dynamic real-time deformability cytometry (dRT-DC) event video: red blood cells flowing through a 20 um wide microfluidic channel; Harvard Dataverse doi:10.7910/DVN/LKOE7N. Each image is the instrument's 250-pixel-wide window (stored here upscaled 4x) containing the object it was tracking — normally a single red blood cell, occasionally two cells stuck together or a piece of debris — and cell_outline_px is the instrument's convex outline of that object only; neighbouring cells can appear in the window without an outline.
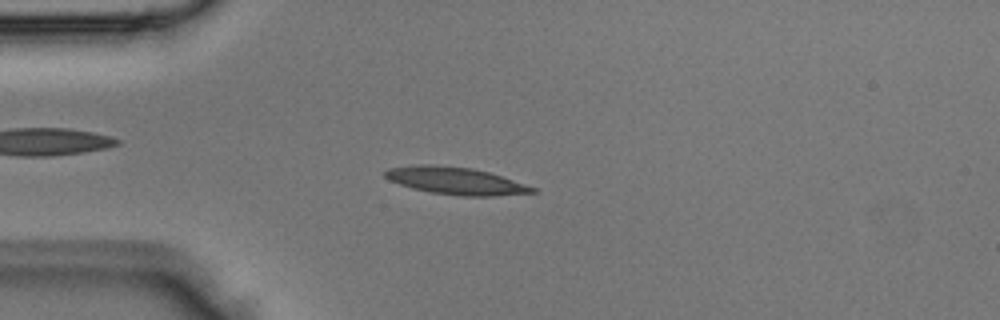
{"species": "Egyptian fruit bat (a non-hibernating species)", "species_latin": "Rousettus aegyptiacus", "temperature_condition": "room temperature", "stored_images_in_passage": 4, "camera_frame_rate_fps": 3000, "um_per_image_px": 0.085, "animal": {"sex": "male"}, "frame": {"image": 1, "passage_image": 3, "time_ms": 0.667, "image_size_px": [1000, 320], "cell_outline_px": [[540, 192], [492, 196], [460, 196], [432, 192], [412, 188], [388, 180], [384, 176], [384, 172], [388, 168], [416, 164], [432, 164], [472, 168], [488, 172], [536, 188]], "centroid_in_image_um": [38.7, 15.36], "position_along_channel_um": 46.3, "area_um2": 23.35}}
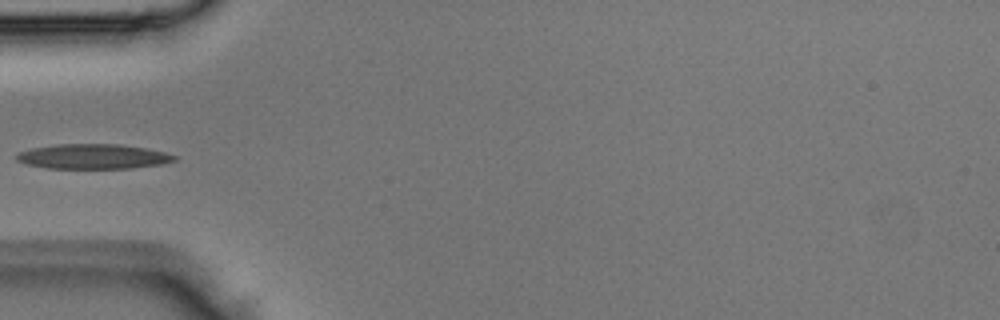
{"frame": {"image": 2, "passage_image": 4, "time_ms": 1.0, "image_size_px": [1000, 320], "cell_outline_px": [[176, 160], [160, 164], [132, 168], [48, 168], [28, 164], [16, 160], [16, 156], [20, 152], [32, 148], [56, 144], [120, 144], [144, 148], [164, 152], [176, 156]], "centroid_in_image_um": [7.91, 13.3], "position_along_channel_um": 77.1, "area_um2": 22.6}}